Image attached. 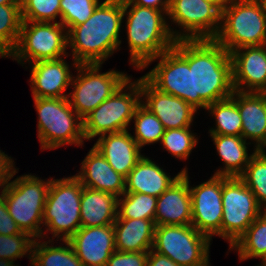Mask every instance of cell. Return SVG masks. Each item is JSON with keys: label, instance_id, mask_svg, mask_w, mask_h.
I'll list each match as a JSON object with an SVG mask.
<instances>
[{"label": "cell", "instance_id": "6da1fadb", "mask_svg": "<svg viewBox=\"0 0 266 266\" xmlns=\"http://www.w3.org/2000/svg\"><path fill=\"white\" fill-rule=\"evenodd\" d=\"M158 57L142 69L160 59L144 77L161 92L183 99L196 110L232 96L230 53L215 39L177 40Z\"/></svg>", "mask_w": 266, "mask_h": 266}, {"label": "cell", "instance_id": "7a4b0ae2", "mask_svg": "<svg viewBox=\"0 0 266 266\" xmlns=\"http://www.w3.org/2000/svg\"><path fill=\"white\" fill-rule=\"evenodd\" d=\"M123 1L105 0L90 18L67 30L74 66L102 64L120 46L119 31L123 16Z\"/></svg>", "mask_w": 266, "mask_h": 266}, {"label": "cell", "instance_id": "3957f363", "mask_svg": "<svg viewBox=\"0 0 266 266\" xmlns=\"http://www.w3.org/2000/svg\"><path fill=\"white\" fill-rule=\"evenodd\" d=\"M123 7V16L128 13L126 29L130 62L142 69L150 60L174 47L176 30L174 32L166 23L165 11L134 5L129 0H123Z\"/></svg>", "mask_w": 266, "mask_h": 266}, {"label": "cell", "instance_id": "277c9868", "mask_svg": "<svg viewBox=\"0 0 266 266\" xmlns=\"http://www.w3.org/2000/svg\"><path fill=\"white\" fill-rule=\"evenodd\" d=\"M215 40L229 53L245 46L266 44V1L230 0L221 16Z\"/></svg>", "mask_w": 266, "mask_h": 266}, {"label": "cell", "instance_id": "5b68a950", "mask_svg": "<svg viewBox=\"0 0 266 266\" xmlns=\"http://www.w3.org/2000/svg\"><path fill=\"white\" fill-rule=\"evenodd\" d=\"M50 181L26 174L8 182L1 192L9 214L21 232L34 239L45 235L41 224Z\"/></svg>", "mask_w": 266, "mask_h": 266}, {"label": "cell", "instance_id": "8992f818", "mask_svg": "<svg viewBox=\"0 0 266 266\" xmlns=\"http://www.w3.org/2000/svg\"><path fill=\"white\" fill-rule=\"evenodd\" d=\"M33 99L38 113L37 131L41 149L83 144V119L73 110L68 97Z\"/></svg>", "mask_w": 266, "mask_h": 266}, {"label": "cell", "instance_id": "52a82bcc", "mask_svg": "<svg viewBox=\"0 0 266 266\" xmlns=\"http://www.w3.org/2000/svg\"><path fill=\"white\" fill-rule=\"evenodd\" d=\"M82 188L75 175L59 180L51 179L43 211V224L53 237L68 240L81 227Z\"/></svg>", "mask_w": 266, "mask_h": 266}, {"label": "cell", "instance_id": "ba28073f", "mask_svg": "<svg viewBox=\"0 0 266 266\" xmlns=\"http://www.w3.org/2000/svg\"><path fill=\"white\" fill-rule=\"evenodd\" d=\"M130 80L131 78L83 119L86 140L128 130L135 110L142 102L140 79L133 83Z\"/></svg>", "mask_w": 266, "mask_h": 266}, {"label": "cell", "instance_id": "9c48e42d", "mask_svg": "<svg viewBox=\"0 0 266 266\" xmlns=\"http://www.w3.org/2000/svg\"><path fill=\"white\" fill-rule=\"evenodd\" d=\"M210 241L191 224L159 225L152 250L180 266H209Z\"/></svg>", "mask_w": 266, "mask_h": 266}, {"label": "cell", "instance_id": "30bf717a", "mask_svg": "<svg viewBox=\"0 0 266 266\" xmlns=\"http://www.w3.org/2000/svg\"><path fill=\"white\" fill-rule=\"evenodd\" d=\"M101 64H78V76L72 77V93L68 94L73 110L84 119L98 105L108 99L130 77L115 70L99 73Z\"/></svg>", "mask_w": 266, "mask_h": 266}, {"label": "cell", "instance_id": "8fae6325", "mask_svg": "<svg viewBox=\"0 0 266 266\" xmlns=\"http://www.w3.org/2000/svg\"><path fill=\"white\" fill-rule=\"evenodd\" d=\"M67 47V30L60 22L23 21L17 45L9 57L18 63L27 60L31 64L56 60L62 55L67 57Z\"/></svg>", "mask_w": 266, "mask_h": 266}, {"label": "cell", "instance_id": "7c38bea8", "mask_svg": "<svg viewBox=\"0 0 266 266\" xmlns=\"http://www.w3.org/2000/svg\"><path fill=\"white\" fill-rule=\"evenodd\" d=\"M221 237L230 248L259 217L262 207L239 177L223 176Z\"/></svg>", "mask_w": 266, "mask_h": 266}, {"label": "cell", "instance_id": "4fadbf2b", "mask_svg": "<svg viewBox=\"0 0 266 266\" xmlns=\"http://www.w3.org/2000/svg\"><path fill=\"white\" fill-rule=\"evenodd\" d=\"M167 16L184 30L176 32V41L215 39L221 28L222 12L204 0H170Z\"/></svg>", "mask_w": 266, "mask_h": 266}, {"label": "cell", "instance_id": "5bb4252c", "mask_svg": "<svg viewBox=\"0 0 266 266\" xmlns=\"http://www.w3.org/2000/svg\"><path fill=\"white\" fill-rule=\"evenodd\" d=\"M222 185L223 176L215 175L196 187L189 185L192 199L191 225L210 239L213 235L221 236Z\"/></svg>", "mask_w": 266, "mask_h": 266}, {"label": "cell", "instance_id": "9a60e30c", "mask_svg": "<svg viewBox=\"0 0 266 266\" xmlns=\"http://www.w3.org/2000/svg\"><path fill=\"white\" fill-rule=\"evenodd\" d=\"M230 58L235 91L266 93V44L238 48Z\"/></svg>", "mask_w": 266, "mask_h": 266}, {"label": "cell", "instance_id": "2e32d148", "mask_svg": "<svg viewBox=\"0 0 266 266\" xmlns=\"http://www.w3.org/2000/svg\"><path fill=\"white\" fill-rule=\"evenodd\" d=\"M141 97H145L147 107L163 124L165 130L190 127L194 113L197 112L183 99L161 92L144 76L140 78Z\"/></svg>", "mask_w": 266, "mask_h": 266}, {"label": "cell", "instance_id": "e0dca14e", "mask_svg": "<svg viewBox=\"0 0 266 266\" xmlns=\"http://www.w3.org/2000/svg\"><path fill=\"white\" fill-rule=\"evenodd\" d=\"M83 266H106L116 251L114 226L80 227L67 240Z\"/></svg>", "mask_w": 266, "mask_h": 266}, {"label": "cell", "instance_id": "ac0fdd59", "mask_svg": "<svg viewBox=\"0 0 266 266\" xmlns=\"http://www.w3.org/2000/svg\"><path fill=\"white\" fill-rule=\"evenodd\" d=\"M183 174L157 197L154 222L159 225H190L192 223V199L186 168Z\"/></svg>", "mask_w": 266, "mask_h": 266}, {"label": "cell", "instance_id": "d6986e66", "mask_svg": "<svg viewBox=\"0 0 266 266\" xmlns=\"http://www.w3.org/2000/svg\"><path fill=\"white\" fill-rule=\"evenodd\" d=\"M31 88L35 98H64L71 85L72 75L63 58L34 62L31 69Z\"/></svg>", "mask_w": 266, "mask_h": 266}, {"label": "cell", "instance_id": "ffe728a7", "mask_svg": "<svg viewBox=\"0 0 266 266\" xmlns=\"http://www.w3.org/2000/svg\"><path fill=\"white\" fill-rule=\"evenodd\" d=\"M93 147L125 178L143 157L140 153L141 148L128 130L102 135Z\"/></svg>", "mask_w": 266, "mask_h": 266}, {"label": "cell", "instance_id": "44dd1931", "mask_svg": "<svg viewBox=\"0 0 266 266\" xmlns=\"http://www.w3.org/2000/svg\"><path fill=\"white\" fill-rule=\"evenodd\" d=\"M81 165L82 171L75 176L82 186L117 197L124 194L125 177L117 173L97 149L92 147Z\"/></svg>", "mask_w": 266, "mask_h": 266}, {"label": "cell", "instance_id": "7402d4cb", "mask_svg": "<svg viewBox=\"0 0 266 266\" xmlns=\"http://www.w3.org/2000/svg\"><path fill=\"white\" fill-rule=\"evenodd\" d=\"M237 106L242 118L244 140L256 141V149L266 147V93L238 92Z\"/></svg>", "mask_w": 266, "mask_h": 266}, {"label": "cell", "instance_id": "603a6c76", "mask_svg": "<svg viewBox=\"0 0 266 266\" xmlns=\"http://www.w3.org/2000/svg\"><path fill=\"white\" fill-rule=\"evenodd\" d=\"M168 176L154 161L143 156L125 178L124 193H143L158 197L166 191L181 175Z\"/></svg>", "mask_w": 266, "mask_h": 266}, {"label": "cell", "instance_id": "cb8c5ba5", "mask_svg": "<svg viewBox=\"0 0 266 266\" xmlns=\"http://www.w3.org/2000/svg\"><path fill=\"white\" fill-rule=\"evenodd\" d=\"M113 226L117 251L143 252L152 249L156 227L153 220L117 218Z\"/></svg>", "mask_w": 266, "mask_h": 266}, {"label": "cell", "instance_id": "d4e9b609", "mask_svg": "<svg viewBox=\"0 0 266 266\" xmlns=\"http://www.w3.org/2000/svg\"><path fill=\"white\" fill-rule=\"evenodd\" d=\"M117 208L116 195L83 186L80 202L81 227L114 224L117 219Z\"/></svg>", "mask_w": 266, "mask_h": 266}, {"label": "cell", "instance_id": "484cf974", "mask_svg": "<svg viewBox=\"0 0 266 266\" xmlns=\"http://www.w3.org/2000/svg\"><path fill=\"white\" fill-rule=\"evenodd\" d=\"M221 157L225 168L215 172V176L239 177L244 171L252 155L248 156L246 140L242 136L210 135Z\"/></svg>", "mask_w": 266, "mask_h": 266}, {"label": "cell", "instance_id": "4316f807", "mask_svg": "<svg viewBox=\"0 0 266 266\" xmlns=\"http://www.w3.org/2000/svg\"><path fill=\"white\" fill-rule=\"evenodd\" d=\"M206 109L216 119V128L209 130L210 135L241 136L242 118L237 106V91L234 90L230 98L209 104Z\"/></svg>", "mask_w": 266, "mask_h": 266}, {"label": "cell", "instance_id": "83f0119b", "mask_svg": "<svg viewBox=\"0 0 266 266\" xmlns=\"http://www.w3.org/2000/svg\"><path fill=\"white\" fill-rule=\"evenodd\" d=\"M34 240L31 253V265L34 266H83L81 260L73 251L70 243L63 240L66 246H49L44 241L43 243Z\"/></svg>", "mask_w": 266, "mask_h": 266}, {"label": "cell", "instance_id": "f1b7e54d", "mask_svg": "<svg viewBox=\"0 0 266 266\" xmlns=\"http://www.w3.org/2000/svg\"><path fill=\"white\" fill-rule=\"evenodd\" d=\"M21 5H0V56L9 57L14 51L22 25Z\"/></svg>", "mask_w": 266, "mask_h": 266}, {"label": "cell", "instance_id": "f546056e", "mask_svg": "<svg viewBox=\"0 0 266 266\" xmlns=\"http://www.w3.org/2000/svg\"><path fill=\"white\" fill-rule=\"evenodd\" d=\"M238 251L240 260L266 255V222L259 216L229 249Z\"/></svg>", "mask_w": 266, "mask_h": 266}, {"label": "cell", "instance_id": "4dcf8cb0", "mask_svg": "<svg viewBox=\"0 0 266 266\" xmlns=\"http://www.w3.org/2000/svg\"><path fill=\"white\" fill-rule=\"evenodd\" d=\"M118 197L117 218L154 221L157 197L143 193H124Z\"/></svg>", "mask_w": 266, "mask_h": 266}, {"label": "cell", "instance_id": "1f68e13d", "mask_svg": "<svg viewBox=\"0 0 266 266\" xmlns=\"http://www.w3.org/2000/svg\"><path fill=\"white\" fill-rule=\"evenodd\" d=\"M245 185L251 189L258 204L266 207V153L257 150L251 157L245 171L239 176ZM264 204V205H263Z\"/></svg>", "mask_w": 266, "mask_h": 266}, {"label": "cell", "instance_id": "d6a6232c", "mask_svg": "<svg viewBox=\"0 0 266 266\" xmlns=\"http://www.w3.org/2000/svg\"><path fill=\"white\" fill-rule=\"evenodd\" d=\"M133 120L135 121V141L140 148L146 144L161 141L165 128L160 120L142 102L136 108Z\"/></svg>", "mask_w": 266, "mask_h": 266}, {"label": "cell", "instance_id": "836d02e7", "mask_svg": "<svg viewBox=\"0 0 266 266\" xmlns=\"http://www.w3.org/2000/svg\"><path fill=\"white\" fill-rule=\"evenodd\" d=\"M34 240L25 232L15 235L0 234V266H18L14 264V260L28 252L31 259Z\"/></svg>", "mask_w": 266, "mask_h": 266}, {"label": "cell", "instance_id": "e575fe53", "mask_svg": "<svg viewBox=\"0 0 266 266\" xmlns=\"http://www.w3.org/2000/svg\"><path fill=\"white\" fill-rule=\"evenodd\" d=\"M190 127L165 130L161 143L163 147L178 159H187L192 149L198 143Z\"/></svg>", "mask_w": 266, "mask_h": 266}, {"label": "cell", "instance_id": "d590c367", "mask_svg": "<svg viewBox=\"0 0 266 266\" xmlns=\"http://www.w3.org/2000/svg\"><path fill=\"white\" fill-rule=\"evenodd\" d=\"M61 0H20L23 21L56 23V18L61 19Z\"/></svg>", "mask_w": 266, "mask_h": 266}, {"label": "cell", "instance_id": "8d00e7d4", "mask_svg": "<svg viewBox=\"0 0 266 266\" xmlns=\"http://www.w3.org/2000/svg\"><path fill=\"white\" fill-rule=\"evenodd\" d=\"M99 4V0H61L60 23L66 30L72 26L80 25L90 18Z\"/></svg>", "mask_w": 266, "mask_h": 266}, {"label": "cell", "instance_id": "74e56055", "mask_svg": "<svg viewBox=\"0 0 266 266\" xmlns=\"http://www.w3.org/2000/svg\"><path fill=\"white\" fill-rule=\"evenodd\" d=\"M148 251L112 253L106 266H147Z\"/></svg>", "mask_w": 266, "mask_h": 266}, {"label": "cell", "instance_id": "f35d334b", "mask_svg": "<svg viewBox=\"0 0 266 266\" xmlns=\"http://www.w3.org/2000/svg\"><path fill=\"white\" fill-rule=\"evenodd\" d=\"M21 233L14 219L10 216L3 194H0V234L15 235Z\"/></svg>", "mask_w": 266, "mask_h": 266}, {"label": "cell", "instance_id": "ab89813d", "mask_svg": "<svg viewBox=\"0 0 266 266\" xmlns=\"http://www.w3.org/2000/svg\"><path fill=\"white\" fill-rule=\"evenodd\" d=\"M11 157L0 150V187H4L18 173L13 166Z\"/></svg>", "mask_w": 266, "mask_h": 266}, {"label": "cell", "instance_id": "60d3db41", "mask_svg": "<svg viewBox=\"0 0 266 266\" xmlns=\"http://www.w3.org/2000/svg\"><path fill=\"white\" fill-rule=\"evenodd\" d=\"M147 266H180L167 256L158 254L152 249L148 251Z\"/></svg>", "mask_w": 266, "mask_h": 266}, {"label": "cell", "instance_id": "b9f144b4", "mask_svg": "<svg viewBox=\"0 0 266 266\" xmlns=\"http://www.w3.org/2000/svg\"><path fill=\"white\" fill-rule=\"evenodd\" d=\"M132 4L141 7L153 8L168 13L170 0H129Z\"/></svg>", "mask_w": 266, "mask_h": 266}, {"label": "cell", "instance_id": "7bdbcfd3", "mask_svg": "<svg viewBox=\"0 0 266 266\" xmlns=\"http://www.w3.org/2000/svg\"><path fill=\"white\" fill-rule=\"evenodd\" d=\"M214 4L221 12L230 0H204Z\"/></svg>", "mask_w": 266, "mask_h": 266}, {"label": "cell", "instance_id": "ee69618b", "mask_svg": "<svg viewBox=\"0 0 266 266\" xmlns=\"http://www.w3.org/2000/svg\"><path fill=\"white\" fill-rule=\"evenodd\" d=\"M2 4H20V0H0V5Z\"/></svg>", "mask_w": 266, "mask_h": 266}, {"label": "cell", "instance_id": "f6af8a7d", "mask_svg": "<svg viewBox=\"0 0 266 266\" xmlns=\"http://www.w3.org/2000/svg\"><path fill=\"white\" fill-rule=\"evenodd\" d=\"M259 216L266 222V207L261 209Z\"/></svg>", "mask_w": 266, "mask_h": 266}, {"label": "cell", "instance_id": "bcb514c9", "mask_svg": "<svg viewBox=\"0 0 266 266\" xmlns=\"http://www.w3.org/2000/svg\"><path fill=\"white\" fill-rule=\"evenodd\" d=\"M262 263L261 266H266V255L263 257L262 259Z\"/></svg>", "mask_w": 266, "mask_h": 266}]
</instances>
